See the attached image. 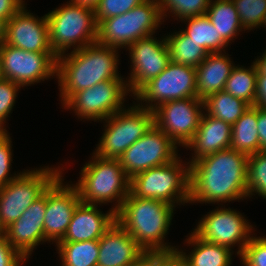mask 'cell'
Listing matches in <instances>:
<instances>
[{"mask_svg": "<svg viewBox=\"0 0 266 266\" xmlns=\"http://www.w3.org/2000/svg\"><path fill=\"white\" fill-rule=\"evenodd\" d=\"M145 0H100L94 10L95 21L98 24L101 20L124 14L134 7L139 6Z\"/></svg>", "mask_w": 266, "mask_h": 266, "instance_id": "obj_37", "label": "cell"}, {"mask_svg": "<svg viewBox=\"0 0 266 266\" xmlns=\"http://www.w3.org/2000/svg\"><path fill=\"white\" fill-rule=\"evenodd\" d=\"M126 49L132 64L126 83L129 96H133L145 83L157 77L167 67L171 61L170 53L165 36L160 40L154 35L139 39Z\"/></svg>", "mask_w": 266, "mask_h": 266, "instance_id": "obj_16", "label": "cell"}, {"mask_svg": "<svg viewBox=\"0 0 266 266\" xmlns=\"http://www.w3.org/2000/svg\"><path fill=\"white\" fill-rule=\"evenodd\" d=\"M163 19L172 14L181 22L185 18L205 15L211 0H158ZM170 14V15H169ZM168 15V16H167Z\"/></svg>", "mask_w": 266, "mask_h": 266, "instance_id": "obj_32", "label": "cell"}, {"mask_svg": "<svg viewBox=\"0 0 266 266\" xmlns=\"http://www.w3.org/2000/svg\"><path fill=\"white\" fill-rule=\"evenodd\" d=\"M23 6L18 0H0V19L9 21Z\"/></svg>", "mask_w": 266, "mask_h": 266, "instance_id": "obj_40", "label": "cell"}, {"mask_svg": "<svg viewBox=\"0 0 266 266\" xmlns=\"http://www.w3.org/2000/svg\"><path fill=\"white\" fill-rule=\"evenodd\" d=\"M3 78L2 66H1V57H0V80Z\"/></svg>", "mask_w": 266, "mask_h": 266, "instance_id": "obj_49", "label": "cell"}, {"mask_svg": "<svg viewBox=\"0 0 266 266\" xmlns=\"http://www.w3.org/2000/svg\"><path fill=\"white\" fill-rule=\"evenodd\" d=\"M46 190L26 211L3 230L7 241L28 261L34 249L44 243Z\"/></svg>", "mask_w": 266, "mask_h": 266, "instance_id": "obj_19", "label": "cell"}, {"mask_svg": "<svg viewBox=\"0 0 266 266\" xmlns=\"http://www.w3.org/2000/svg\"><path fill=\"white\" fill-rule=\"evenodd\" d=\"M222 207L223 205L201 217L193 233L203 241L231 250L236 245V254L240 257L251 240V235H255V230L242 213L230 207L227 209L225 205Z\"/></svg>", "mask_w": 266, "mask_h": 266, "instance_id": "obj_12", "label": "cell"}, {"mask_svg": "<svg viewBox=\"0 0 266 266\" xmlns=\"http://www.w3.org/2000/svg\"><path fill=\"white\" fill-rule=\"evenodd\" d=\"M97 266H125L141 257L145 250L115 221L98 240Z\"/></svg>", "mask_w": 266, "mask_h": 266, "instance_id": "obj_21", "label": "cell"}, {"mask_svg": "<svg viewBox=\"0 0 266 266\" xmlns=\"http://www.w3.org/2000/svg\"><path fill=\"white\" fill-rule=\"evenodd\" d=\"M231 137V124L216 119L204 111L193 139L185 147L194 152L188 161L189 164L207 155L230 148Z\"/></svg>", "mask_w": 266, "mask_h": 266, "instance_id": "obj_22", "label": "cell"}, {"mask_svg": "<svg viewBox=\"0 0 266 266\" xmlns=\"http://www.w3.org/2000/svg\"><path fill=\"white\" fill-rule=\"evenodd\" d=\"M126 108L102 121L106 123L103 126L105 129L94 150L98 156L118 159L154 125L153 110L143 108L137 103Z\"/></svg>", "mask_w": 266, "mask_h": 266, "instance_id": "obj_9", "label": "cell"}, {"mask_svg": "<svg viewBox=\"0 0 266 266\" xmlns=\"http://www.w3.org/2000/svg\"><path fill=\"white\" fill-rule=\"evenodd\" d=\"M178 156L168 164L139 172L130 179V192L138 198L157 199L173 206L189 203V162Z\"/></svg>", "mask_w": 266, "mask_h": 266, "instance_id": "obj_7", "label": "cell"}, {"mask_svg": "<svg viewBox=\"0 0 266 266\" xmlns=\"http://www.w3.org/2000/svg\"><path fill=\"white\" fill-rule=\"evenodd\" d=\"M256 70L257 75H266V49L263 52L262 56L255 58V61H253Z\"/></svg>", "mask_w": 266, "mask_h": 266, "instance_id": "obj_45", "label": "cell"}, {"mask_svg": "<svg viewBox=\"0 0 266 266\" xmlns=\"http://www.w3.org/2000/svg\"><path fill=\"white\" fill-rule=\"evenodd\" d=\"M170 34L165 36L169 48L170 60L177 64L197 68L206 58L208 52L195 41L190 40L180 30Z\"/></svg>", "mask_w": 266, "mask_h": 266, "instance_id": "obj_28", "label": "cell"}, {"mask_svg": "<svg viewBox=\"0 0 266 266\" xmlns=\"http://www.w3.org/2000/svg\"><path fill=\"white\" fill-rule=\"evenodd\" d=\"M238 12L242 28L255 30L261 27L266 15V0H231Z\"/></svg>", "mask_w": 266, "mask_h": 266, "instance_id": "obj_34", "label": "cell"}, {"mask_svg": "<svg viewBox=\"0 0 266 266\" xmlns=\"http://www.w3.org/2000/svg\"><path fill=\"white\" fill-rule=\"evenodd\" d=\"M128 93L126 80H105L75 92L62 107L73 110L78 119L102 122L124 109Z\"/></svg>", "mask_w": 266, "mask_h": 266, "instance_id": "obj_11", "label": "cell"}, {"mask_svg": "<svg viewBox=\"0 0 266 266\" xmlns=\"http://www.w3.org/2000/svg\"><path fill=\"white\" fill-rule=\"evenodd\" d=\"M119 49L94 43L57 57L56 77L62 105L75 93L105 80H123Z\"/></svg>", "mask_w": 266, "mask_h": 266, "instance_id": "obj_2", "label": "cell"}, {"mask_svg": "<svg viewBox=\"0 0 266 266\" xmlns=\"http://www.w3.org/2000/svg\"><path fill=\"white\" fill-rule=\"evenodd\" d=\"M153 266H184L182 260L175 254H162Z\"/></svg>", "mask_w": 266, "mask_h": 266, "instance_id": "obj_43", "label": "cell"}, {"mask_svg": "<svg viewBox=\"0 0 266 266\" xmlns=\"http://www.w3.org/2000/svg\"><path fill=\"white\" fill-rule=\"evenodd\" d=\"M43 166L22 171L13 181L0 188V231L14 223L62 173L63 167ZM62 168V169H61Z\"/></svg>", "mask_w": 266, "mask_h": 266, "instance_id": "obj_8", "label": "cell"}, {"mask_svg": "<svg viewBox=\"0 0 266 266\" xmlns=\"http://www.w3.org/2000/svg\"><path fill=\"white\" fill-rule=\"evenodd\" d=\"M182 22H185L186 27L181 31L208 53L224 52L226 47L228 48V45H231L218 34L206 14L185 18Z\"/></svg>", "mask_w": 266, "mask_h": 266, "instance_id": "obj_26", "label": "cell"}, {"mask_svg": "<svg viewBox=\"0 0 266 266\" xmlns=\"http://www.w3.org/2000/svg\"><path fill=\"white\" fill-rule=\"evenodd\" d=\"M243 266H266V236H252L241 254Z\"/></svg>", "mask_w": 266, "mask_h": 266, "instance_id": "obj_38", "label": "cell"}, {"mask_svg": "<svg viewBox=\"0 0 266 266\" xmlns=\"http://www.w3.org/2000/svg\"><path fill=\"white\" fill-rule=\"evenodd\" d=\"M61 173L46 189L44 242L58 243L65 236L72 215L81 202L77 188L64 182Z\"/></svg>", "mask_w": 266, "mask_h": 266, "instance_id": "obj_17", "label": "cell"}, {"mask_svg": "<svg viewBox=\"0 0 266 266\" xmlns=\"http://www.w3.org/2000/svg\"><path fill=\"white\" fill-rule=\"evenodd\" d=\"M2 74L22 87L34 85L56 76L54 53L28 52L3 43L0 46Z\"/></svg>", "mask_w": 266, "mask_h": 266, "instance_id": "obj_13", "label": "cell"}, {"mask_svg": "<svg viewBox=\"0 0 266 266\" xmlns=\"http://www.w3.org/2000/svg\"><path fill=\"white\" fill-rule=\"evenodd\" d=\"M46 14L49 41L58 57L96 43L97 23L94 10L66 2Z\"/></svg>", "mask_w": 266, "mask_h": 266, "instance_id": "obj_5", "label": "cell"}, {"mask_svg": "<svg viewBox=\"0 0 266 266\" xmlns=\"http://www.w3.org/2000/svg\"><path fill=\"white\" fill-rule=\"evenodd\" d=\"M257 128V106H250L232 125L230 148L247 156L260 151Z\"/></svg>", "mask_w": 266, "mask_h": 266, "instance_id": "obj_25", "label": "cell"}, {"mask_svg": "<svg viewBox=\"0 0 266 266\" xmlns=\"http://www.w3.org/2000/svg\"><path fill=\"white\" fill-rule=\"evenodd\" d=\"M23 6L6 22L5 44L28 52L54 53L49 41L46 14L35 16Z\"/></svg>", "mask_w": 266, "mask_h": 266, "instance_id": "obj_18", "label": "cell"}, {"mask_svg": "<svg viewBox=\"0 0 266 266\" xmlns=\"http://www.w3.org/2000/svg\"><path fill=\"white\" fill-rule=\"evenodd\" d=\"M175 208L161 200L135 197L130 192L116 212V221L145 252L175 254L177 246L165 242Z\"/></svg>", "mask_w": 266, "mask_h": 266, "instance_id": "obj_3", "label": "cell"}, {"mask_svg": "<svg viewBox=\"0 0 266 266\" xmlns=\"http://www.w3.org/2000/svg\"><path fill=\"white\" fill-rule=\"evenodd\" d=\"M266 109V75H257L254 105Z\"/></svg>", "mask_w": 266, "mask_h": 266, "instance_id": "obj_41", "label": "cell"}, {"mask_svg": "<svg viewBox=\"0 0 266 266\" xmlns=\"http://www.w3.org/2000/svg\"><path fill=\"white\" fill-rule=\"evenodd\" d=\"M19 2H21L24 6H25V0H18Z\"/></svg>", "mask_w": 266, "mask_h": 266, "instance_id": "obj_50", "label": "cell"}, {"mask_svg": "<svg viewBox=\"0 0 266 266\" xmlns=\"http://www.w3.org/2000/svg\"><path fill=\"white\" fill-rule=\"evenodd\" d=\"M204 112V101L186 98L167 101L153 109L154 125L183 148L193 139Z\"/></svg>", "mask_w": 266, "mask_h": 266, "instance_id": "obj_15", "label": "cell"}, {"mask_svg": "<svg viewBox=\"0 0 266 266\" xmlns=\"http://www.w3.org/2000/svg\"><path fill=\"white\" fill-rule=\"evenodd\" d=\"M262 27H266V15L264 16V19L262 21V24H261ZM266 29V28H265Z\"/></svg>", "mask_w": 266, "mask_h": 266, "instance_id": "obj_48", "label": "cell"}, {"mask_svg": "<svg viewBox=\"0 0 266 266\" xmlns=\"http://www.w3.org/2000/svg\"><path fill=\"white\" fill-rule=\"evenodd\" d=\"M21 85L2 78L0 80V131H7L5 123L16 103Z\"/></svg>", "mask_w": 266, "mask_h": 266, "instance_id": "obj_35", "label": "cell"}, {"mask_svg": "<svg viewBox=\"0 0 266 266\" xmlns=\"http://www.w3.org/2000/svg\"><path fill=\"white\" fill-rule=\"evenodd\" d=\"M6 38V21L0 19V46L5 43Z\"/></svg>", "mask_w": 266, "mask_h": 266, "instance_id": "obj_47", "label": "cell"}, {"mask_svg": "<svg viewBox=\"0 0 266 266\" xmlns=\"http://www.w3.org/2000/svg\"><path fill=\"white\" fill-rule=\"evenodd\" d=\"M177 145L165 132L153 125L149 131L132 144L118 158L126 175L168 164L178 157Z\"/></svg>", "mask_w": 266, "mask_h": 266, "instance_id": "obj_14", "label": "cell"}, {"mask_svg": "<svg viewBox=\"0 0 266 266\" xmlns=\"http://www.w3.org/2000/svg\"><path fill=\"white\" fill-rule=\"evenodd\" d=\"M248 156L232 148L189 164V204H221L248 199Z\"/></svg>", "mask_w": 266, "mask_h": 266, "instance_id": "obj_1", "label": "cell"}, {"mask_svg": "<svg viewBox=\"0 0 266 266\" xmlns=\"http://www.w3.org/2000/svg\"><path fill=\"white\" fill-rule=\"evenodd\" d=\"M226 51L208 53L196 68L197 98L204 101L209 96L224 91L226 81L235 66Z\"/></svg>", "mask_w": 266, "mask_h": 266, "instance_id": "obj_23", "label": "cell"}, {"mask_svg": "<svg viewBox=\"0 0 266 266\" xmlns=\"http://www.w3.org/2000/svg\"><path fill=\"white\" fill-rule=\"evenodd\" d=\"M92 160L81 168L76 184L83 203L100 205L113 203L115 213L130 193V178L118 159L103 158L93 152Z\"/></svg>", "mask_w": 266, "mask_h": 266, "instance_id": "obj_4", "label": "cell"}, {"mask_svg": "<svg viewBox=\"0 0 266 266\" xmlns=\"http://www.w3.org/2000/svg\"><path fill=\"white\" fill-rule=\"evenodd\" d=\"M255 193L266 199V151L248 156L247 195L252 198Z\"/></svg>", "mask_w": 266, "mask_h": 266, "instance_id": "obj_33", "label": "cell"}, {"mask_svg": "<svg viewBox=\"0 0 266 266\" xmlns=\"http://www.w3.org/2000/svg\"><path fill=\"white\" fill-rule=\"evenodd\" d=\"M250 105L225 91H219L204 100V111L219 120L233 125Z\"/></svg>", "mask_w": 266, "mask_h": 266, "instance_id": "obj_29", "label": "cell"}, {"mask_svg": "<svg viewBox=\"0 0 266 266\" xmlns=\"http://www.w3.org/2000/svg\"><path fill=\"white\" fill-rule=\"evenodd\" d=\"M11 134L8 131H0V188L5 187L9 182L13 181L21 171L17 174L11 175V168L13 163V150Z\"/></svg>", "mask_w": 266, "mask_h": 266, "instance_id": "obj_36", "label": "cell"}, {"mask_svg": "<svg viewBox=\"0 0 266 266\" xmlns=\"http://www.w3.org/2000/svg\"><path fill=\"white\" fill-rule=\"evenodd\" d=\"M162 22L159 1L145 0L124 14L101 20L97 24L96 43L126 49L137 40L156 34Z\"/></svg>", "mask_w": 266, "mask_h": 266, "instance_id": "obj_6", "label": "cell"}, {"mask_svg": "<svg viewBox=\"0 0 266 266\" xmlns=\"http://www.w3.org/2000/svg\"><path fill=\"white\" fill-rule=\"evenodd\" d=\"M256 77L257 70L253 62L248 68L243 65L234 66L226 81L224 91L253 106L256 93Z\"/></svg>", "mask_w": 266, "mask_h": 266, "instance_id": "obj_31", "label": "cell"}, {"mask_svg": "<svg viewBox=\"0 0 266 266\" xmlns=\"http://www.w3.org/2000/svg\"><path fill=\"white\" fill-rule=\"evenodd\" d=\"M26 258L7 241L3 231H0V266H21Z\"/></svg>", "mask_w": 266, "mask_h": 266, "instance_id": "obj_39", "label": "cell"}, {"mask_svg": "<svg viewBox=\"0 0 266 266\" xmlns=\"http://www.w3.org/2000/svg\"><path fill=\"white\" fill-rule=\"evenodd\" d=\"M133 97L139 106L149 110L167 101L197 98L196 68L170 61L157 77L145 83Z\"/></svg>", "mask_w": 266, "mask_h": 266, "instance_id": "obj_10", "label": "cell"}, {"mask_svg": "<svg viewBox=\"0 0 266 266\" xmlns=\"http://www.w3.org/2000/svg\"><path fill=\"white\" fill-rule=\"evenodd\" d=\"M257 126L260 151H266V109L261 107H257Z\"/></svg>", "mask_w": 266, "mask_h": 266, "instance_id": "obj_42", "label": "cell"}, {"mask_svg": "<svg viewBox=\"0 0 266 266\" xmlns=\"http://www.w3.org/2000/svg\"><path fill=\"white\" fill-rule=\"evenodd\" d=\"M69 2L95 10L100 0H70Z\"/></svg>", "mask_w": 266, "mask_h": 266, "instance_id": "obj_46", "label": "cell"}, {"mask_svg": "<svg viewBox=\"0 0 266 266\" xmlns=\"http://www.w3.org/2000/svg\"><path fill=\"white\" fill-rule=\"evenodd\" d=\"M206 15L218 34L228 43L234 42V38L239 36L240 32L245 31L231 0H211Z\"/></svg>", "mask_w": 266, "mask_h": 266, "instance_id": "obj_27", "label": "cell"}, {"mask_svg": "<svg viewBox=\"0 0 266 266\" xmlns=\"http://www.w3.org/2000/svg\"><path fill=\"white\" fill-rule=\"evenodd\" d=\"M185 242L192 246L188 254L177 247L176 255L182 260L184 266H230L234 251L218 244H211L189 233Z\"/></svg>", "mask_w": 266, "mask_h": 266, "instance_id": "obj_24", "label": "cell"}, {"mask_svg": "<svg viewBox=\"0 0 266 266\" xmlns=\"http://www.w3.org/2000/svg\"><path fill=\"white\" fill-rule=\"evenodd\" d=\"M61 266H97L99 256L98 240L79 242H58Z\"/></svg>", "mask_w": 266, "mask_h": 266, "instance_id": "obj_30", "label": "cell"}, {"mask_svg": "<svg viewBox=\"0 0 266 266\" xmlns=\"http://www.w3.org/2000/svg\"><path fill=\"white\" fill-rule=\"evenodd\" d=\"M162 254L155 253V252H145L141 257L135 260L132 263L126 264L125 266H153L155 261L161 256Z\"/></svg>", "mask_w": 266, "mask_h": 266, "instance_id": "obj_44", "label": "cell"}, {"mask_svg": "<svg viewBox=\"0 0 266 266\" xmlns=\"http://www.w3.org/2000/svg\"><path fill=\"white\" fill-rule=\"evenodd\" d=\"M98 208V205L80 202L65 236L59 242L99 240L116 221V213L112 209L104 213Z\"/></svg>", "mask_w": 266, "mask_h": 266, "instance_id": "obj_20", "label": "cell"}]
</instances>
